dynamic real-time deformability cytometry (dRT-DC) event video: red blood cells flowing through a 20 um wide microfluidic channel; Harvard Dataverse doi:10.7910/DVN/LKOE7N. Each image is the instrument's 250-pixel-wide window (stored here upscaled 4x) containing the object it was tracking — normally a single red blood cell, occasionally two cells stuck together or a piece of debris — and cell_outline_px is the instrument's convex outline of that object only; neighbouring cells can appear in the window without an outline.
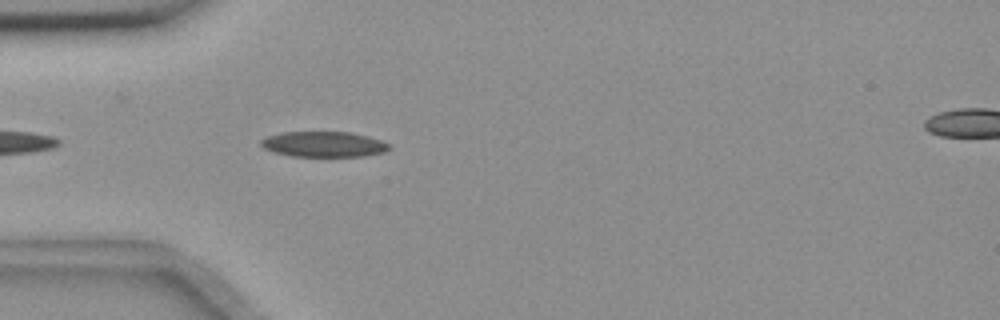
{"species": "common noctule bat (a hibernating species)", "species_latin": "Nyctalus noctula", "temperature_condition": "room temperature", "stored_images_in_passage": 13, "camera_frame_rate_fps": 3000, "um_per_image_px": 0.085, "animal": {"sex": "female", "body_mass_g": 18.4}, "frame": {"image": 1, "passage_image": 1, "time_ms": 0.0, "image_size_px": [1000, 320], "cell_outline_px": [[392, 148], [384, 152], [364, 156], [292, 156], [276, 152], [264, 148], [260, 144], [260, 140], [268, 136], [284, 132], [352, 132], [368, 136], [392, 144]], "centroid_in_image_um": [27.57, 12.26], "position_along_channel_um": 57.4, "area_um2": 19.02}}
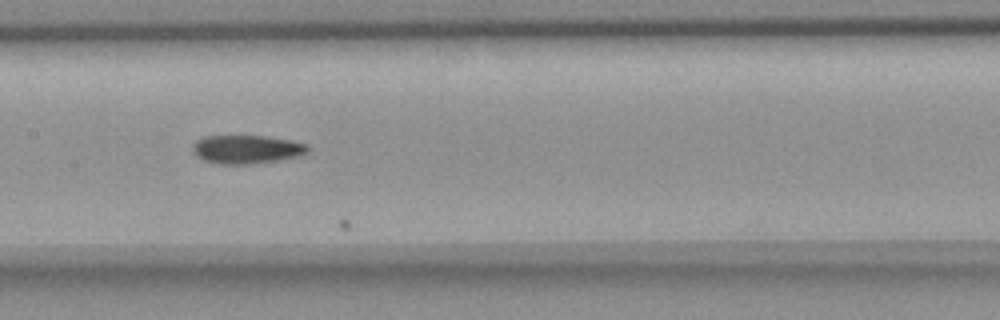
{"frame": {"image": 2, "passage_image": 12, "time_ms": 3.667, "image_size_px": [1000, 320], "cell_outline_px": [[308, 152], [300, 156], [280, 160], [248, 164], [220, 164], [204, 160], [196, 156], [192, 152], [192, 144], [196, 140], [204, 136], [264, 136], [292, 140], [308, 144]], "centroid_in_image_um": [20.96, 12.69], "position_along_channel_um": 186.4, "area_um2": 19.31}}